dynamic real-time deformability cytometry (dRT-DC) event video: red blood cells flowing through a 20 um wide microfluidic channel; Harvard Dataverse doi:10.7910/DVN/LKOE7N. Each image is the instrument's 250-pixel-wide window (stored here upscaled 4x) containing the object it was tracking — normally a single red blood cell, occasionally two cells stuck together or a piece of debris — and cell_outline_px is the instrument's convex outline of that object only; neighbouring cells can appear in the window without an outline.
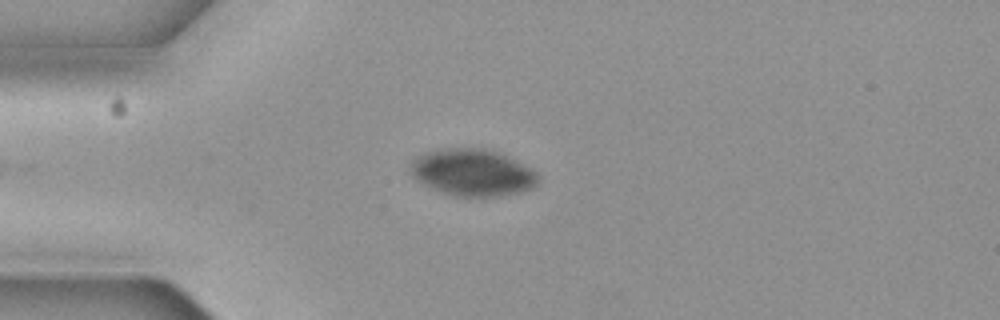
{"species": "common noctule bat (a hibernating species)", "species_latin": "Nyctalus noctula", "temperature_condition": "cold", "stored_images_in_passage": 5, "camera_frame_rate_fps": 3000, "um_per_image_px": 0.085, "animal": {"sex": "female", "body_mass_g": 19.3, "forearm_length_mm": 54.1}, "frame": {"image": 1, "passage_image": 4, "time_ms": 1.0, "image_size_px": [1000, 320], "cell_outline_px": [[540, 184], [532, 188], [520, 192], [500, 196], [456, 196], [432, 188], [416, 180], [408, 172], [408, 168], [412, 160], [416, 156], [428, 152], [452, 148], [476, 148], [496, 152], [516, 160], [532, 168], [540, 176]], "centroid_in_image_um": [40.18, 14.68], "position_along_channel_um": 44.8, "area_um2": 34.85}}